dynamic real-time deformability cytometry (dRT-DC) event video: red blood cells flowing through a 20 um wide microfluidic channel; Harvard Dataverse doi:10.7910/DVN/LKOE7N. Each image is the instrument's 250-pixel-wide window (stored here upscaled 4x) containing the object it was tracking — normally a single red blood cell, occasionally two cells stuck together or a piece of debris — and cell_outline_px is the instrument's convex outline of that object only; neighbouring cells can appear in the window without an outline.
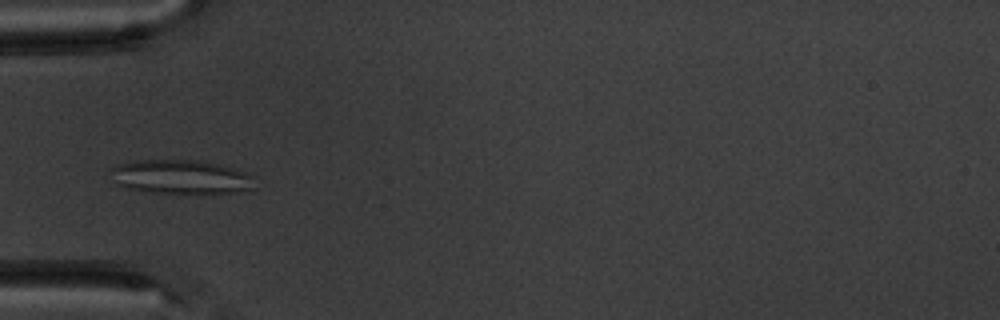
{"species": "common noctule bat (a hibernating species)", "species_latin": "Nyctalus noctula", "temperature_condition": "warm", "stored_images_in_passage": 8, "camera_frame_rate_fps": 3000, "um_per_image_px": 0.085, "animal": {"sex": "male", "body_mass_g": 20.1, "forearm_length_mm": 53.5}, "frame": {"image": 1, "passage_image": 6, "time_ms": 6.0, "image_size_px": [1000, 320], "cell_outline_px": [[256, 176], [252, 188], [232, 192], [144, 192], [128, 188], [116, 184], [108, 168], [120, 164], [136, 160], [200, 160], [220, 164]], "centroid_in_image_um": [15.33, 15.01], "position_along_channel_um": 69.7, "area_um2": 28.32}}
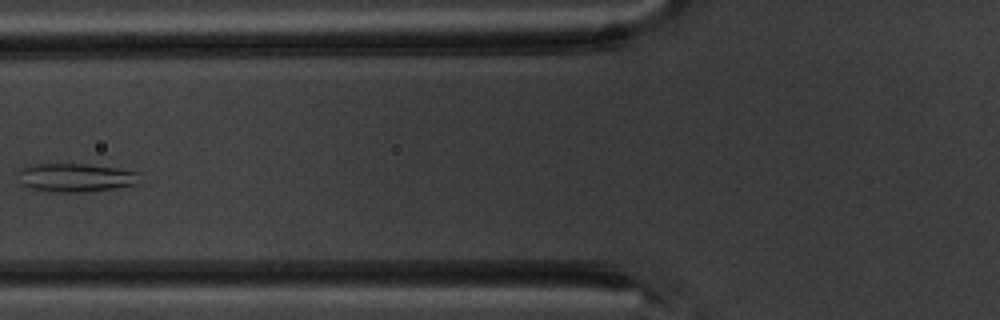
{"frame": {"image": 2, "passage_image": 7, "time_ms": 7.333, "image_size_px": [1000, 320], "cell_outline_px": [[140, 184], [112, 188], [80, 192], [56, 192], [24, 188], [20, 184], [16, 172], [20, 168], [36, 164], [88, 164], [116, 168], [140, 172]], "centroid_in_image_um": [6.38, 15.1], "position_along_channel_um": 119.4, "area_um2": 20.52}}